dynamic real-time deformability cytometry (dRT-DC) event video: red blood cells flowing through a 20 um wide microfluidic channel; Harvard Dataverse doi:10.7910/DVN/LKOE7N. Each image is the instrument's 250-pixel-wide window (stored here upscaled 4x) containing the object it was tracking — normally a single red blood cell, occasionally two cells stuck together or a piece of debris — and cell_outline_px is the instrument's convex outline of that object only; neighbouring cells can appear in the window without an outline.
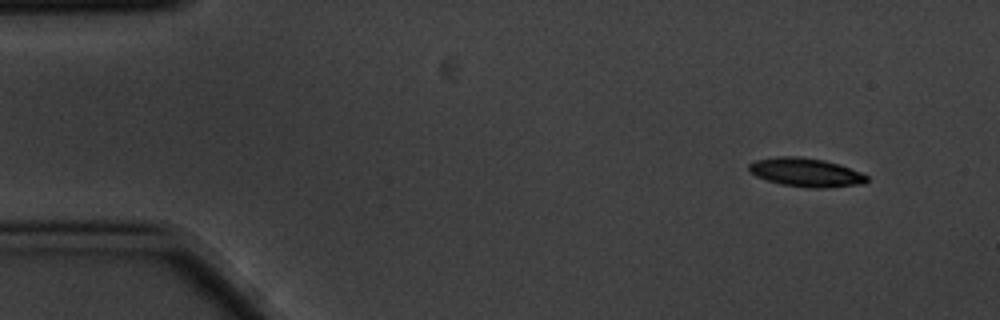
{"species": "common noctule bat (a hibernating species)", "species_latin": "Nyctalus noctula", "temperature_condition": "cold", "stored_images_in_passage": 5, "segment_of_instrument_passage": [1, 2], "camera_frame_rate_fps": 3000, "um_per_image_px": 0.085, "animal": {"sex": "male", "body_mass_g": 20.1, "forearm_length_mm": 53.5}, "frame": {"image": 1, "passage_image": 1, "time_ms": 0.0, "image_size_px": [1000, 320], "cell_outline_px": [[868, 180], [864, 184], [824, 188], [808, 188], [780, 184], [756, 176], [748, 168], [748, 164], [756, 160], [776, 156], [800, 156], [824, 160], [840, 164], [860, 172], [868, 176]], "centroid_in_image_um": [68.52, 14.65], "position_along_channel_um": 16.5, "area_um2": 19.83}}